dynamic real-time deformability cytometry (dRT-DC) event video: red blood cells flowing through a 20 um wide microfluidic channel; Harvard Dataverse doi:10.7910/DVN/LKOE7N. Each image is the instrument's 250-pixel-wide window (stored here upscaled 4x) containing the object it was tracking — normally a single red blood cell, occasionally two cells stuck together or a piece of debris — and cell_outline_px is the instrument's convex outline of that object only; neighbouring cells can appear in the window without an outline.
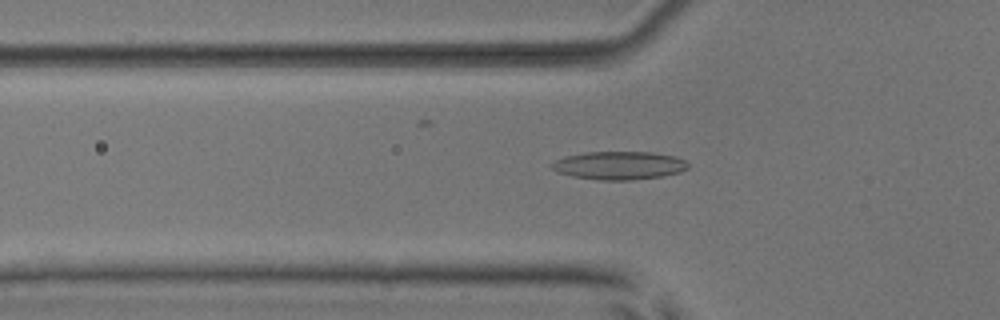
{"species": "common noctule bat (a hibernating species)", "species_latin": "Nyctalus noctula", "temperature_condition": "room temperature", "stored_images_in_passage": 45, "camera_frame_rate_fps": 3000, "um_per_image_px": 0.085, "animal": {"sex": "male", "body_mass_g": 17.9, "forearm_length_mm": 54.2}, "frame": {"image": 1, "passage_image": 10, "time_ms": 3.0, "image_size_px": [1000, 320], "cell_outline_px": [[688, 168], [680, 172], [660, 176], [632, 180], [600, 180], [572, 176], [556, 172], [548, 164], [564, 156], [584, 152], [652, 152], [676, 156], [684, 160], [688, 164]], "centroid_in_image_um": [52.59, 14.06], "position_along_channel_um": 73.2, "area_um2": 22.48}}
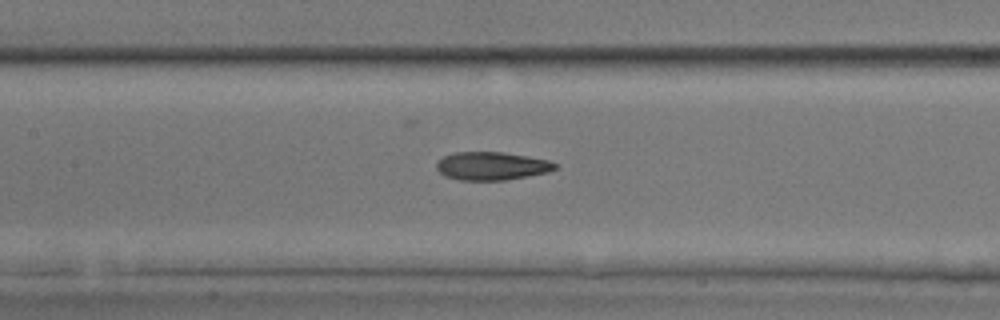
{"frame": {"image": 2, "passage_image": 17, "time_ms": 5.333, "image_size_px": [1000, 320], "cell_outline_px": [[560, 164], [556, 168], [548, 172], [528, 176], [504, 180], [460, 180], [444, 176], [436, 168], [436, 164], [444, 156], [456, 152], [504, 152], [548, 160]], "centroid_in_image_um": [41.81, 14.11], "position_along_channel_um": 165.6, "area_um2": 19.42}}
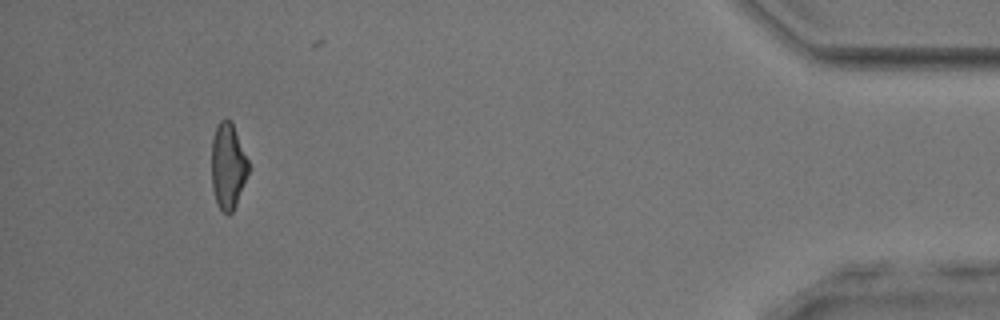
{"frame": {"image": 3, "passage_image": 41, "time_ms": 13.333, "image_size_px": [1000, 320], "cell_outline_px": [[248, 172], [236, 204], [232, 212], [228, 216], [216, 204], [212, 188], [212, 140], [216, 128], [220, 120], [232, 120], [248, 160]], "centroid_in_image_um": [19.37, 14.12], "position_along_channel_um": 415.8, "area_um2": 18.32}, "authors_computed_cell_mechanics": {"area_um2": 19.5364, "velocity_mm_per_s": 3.9477, "shape_relaxation_time_tau1_ms": null, "shape_relaxation_time_tau2_ms": 2.5489, "deformation_change_tau1": null, "deformation_change_tau2": 0.1084}}